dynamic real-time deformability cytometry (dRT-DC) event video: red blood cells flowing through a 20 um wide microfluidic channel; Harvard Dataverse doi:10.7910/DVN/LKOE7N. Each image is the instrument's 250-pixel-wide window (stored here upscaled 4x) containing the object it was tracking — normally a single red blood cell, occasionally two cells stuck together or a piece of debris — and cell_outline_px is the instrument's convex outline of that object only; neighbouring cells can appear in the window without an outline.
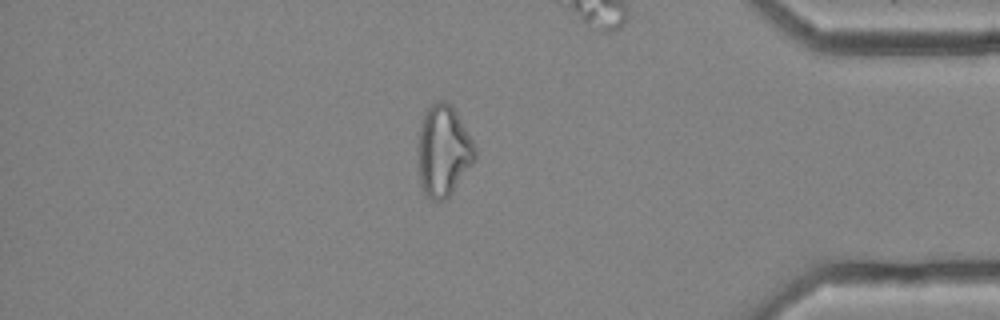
{"species": "common noctule bat (a hibernating species)", "species_latin": "Nyctalus noctula", "temperature_condition": "cold", "stored_images_in_passage": 57, "camera_frame_rate_fps": 3000, "um_per_image_px": 0.085, "animal": {"sex": "female", "body_mass_g": 25.1}, "frame": {"image": 1, "passage_image": 49, "time_ms": 16.0, "image_size_px": [1000, 320], "cell_outline_px": [[476, 160], [452, 192], [444, 200], [432, 200], [424, 196], [420, 184], [420, 128], [424, 112], [436, 100], [444, 100], [456, 112], [472, 140], [476, 148]], "centroid_in_image_um": [37.71, 12.85], "position_along_channel_um": 397.5, "area_um2": 29.77}, "authors_computed_cell_mechanics": {"area_um2": 29.767, "velocity_mm_per_s": 3.5614, "shape_relaxation_time_tau1_ms": null, "shape_relaxation_time_tau2_ms": 1.9726, "deformation_change_tau1": null, "deformation_change_tau2": 0.1055}}